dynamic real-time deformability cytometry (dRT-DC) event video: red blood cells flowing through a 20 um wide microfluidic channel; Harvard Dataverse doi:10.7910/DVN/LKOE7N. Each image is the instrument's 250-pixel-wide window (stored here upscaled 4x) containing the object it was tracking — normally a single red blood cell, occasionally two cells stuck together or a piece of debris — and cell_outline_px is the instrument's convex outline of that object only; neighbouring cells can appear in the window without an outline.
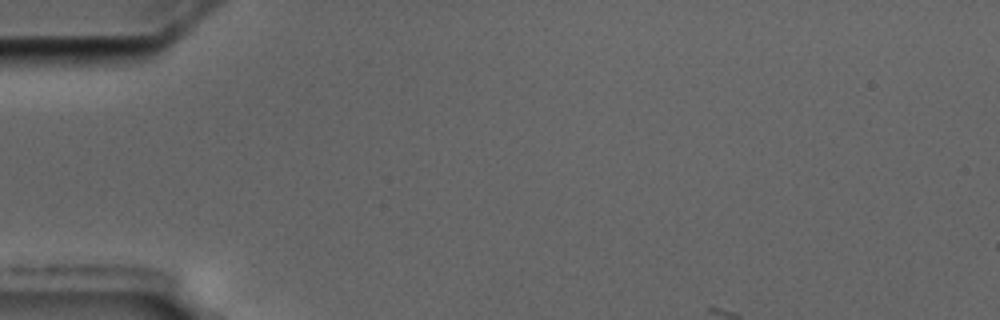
{"species": "common noctule bat (a hibernating species)", "species_latin": "Nyctalus noctula", "temperature_condition": "cold", "stored_images_in_passage": 3, "segment_of_instrument_passage": [1, 2], "camera_frame_rate_fps": 3000, "um_per_image_px": 0.085, "animal": {"sex": "male", "body_mass_g": 17.5, "forearm_length_mm": 52.3}, "frame": {"image": 1, "passage_image": 1, "time_ms": 0.0, "image_size_px": [1000, 320], "cell_outline_px": [[112, 52], [104, 68], [88, 72], [52, 72], [32, 68], [24, 52]], "centroid_in_image_um": [5.79, 5.2], "position_along_channel_um": 79.2, "area_um2": 10.81}}